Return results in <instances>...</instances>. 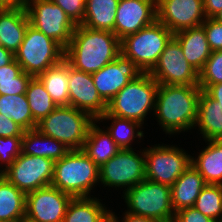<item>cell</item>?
Listing matches in <instances>:
<instances>
[{
    "label": "cell",
    "instance_id": "41",
    "mask_svg": "<svg viewBox=\"0 0 222 222\" xmlns=\"http://www.w3.org/2000/svg\"><path fill=\"white\" fill-rule=\"evenodd\" d=\"M112 210L113 209H111L110 222H158L153 218L134 215L126 211L123 212L122 217H117L116 213Z\"/></svg>",
    "mask_w": 222,
    "mask_h": 222
},
{
    "label": "cell",
    "instance_id": "10",
    "mask_svg": "<svg viewBox=\"0 0 222 222\" xmlns=\"http://www.w3.org/2000/svg\"><path fill=\"white\" fill-rule=\"evenodd\" d=\"M134 149H120L99 168V184L104 189L111 187L124 193L145 179V148L137 153Z\"/></svg>",
    "mask_w": 222,
    "mask_h": 222
},
{
    "label": "cell",
    "instance_id": "38",
    "mask_svg": "<svg viewBox=\"0 0 222 222\" xmlns=\"http://www.w3.org/2000/svg\"><path fill=\"white\" fill-rule=\"evenodd\" d=\"M201 25L204 27L211 51L222 50V23L215 18H206Z\"/></svg>",
    "mask_w": 222,
    "mask_h": 222
},
{
    "label": "cell",
    "instance_id": "14",
    "mask_svg": "<svg viewBox=\"0 0 222 222\" xmlns=\"http://www.w3.org/2000/svg\"><path fill=\"white\" fill-rule=\"evenodd\" d=\"M72 199L52 185L26 194L25 220L29 222H63L67 206Z\"/></svg>",
    "mask_w": 222,
    "mask_h": 222
},
{
    "label": "cell",
    "instance_id": "34",
    "mask_svg": "<svg viewBox=\"0 0 222 222\" xmlns=\"http://www.w3.org/2000/svg\"><path fill=\"white\" fill-rule=\"evenodd\" d=\"M193 207L218 222L222 217V185L206 184Z\"/></svg>",
    "mask_w": 222,
    "mask_h": 222
},
{
    "label": "cell",
    "instance_id": "36",
    "mask_svg": "<svg viewBox=\"0 0 222 222\" xmlns=\"http://www.w3.org/2000/svg\"><path fill=\"white\" fill-rule=\"evenodd\" d=\"M23 136L0 137V172L5 171L20 155ZM4 166V167H3Z\"/></svg>",
    "mask_w": 222,
    "mask_h": 222
},
{
    "label": "cell",
    "instance_id": "29",
    "mask_svg": "<svg viewBox=\"0 0 222 222\" xmlns=\"http://www.w3.org/2000/svg\"><path fill=\"white\" fill-rule=\"evenodd\" d=\"M26 194L0 176V220L22 222L25 219Z\"/></svg>",
    "mask_w": 222,
    "mask_h": 222
},
{
    "label": "cell",
    "instance_id": "45",
    "mask_svg": "<svg viewBox=\"0 0 222 222\" xmlns=\"http://www.w3.org/2000/svg\"><path fill=\"white\" fill-rule=\"evenodd\" d=\"M15 59V55L10 50L3 48L0 45V68L10 64Z\"/></svg>",
    "mask_w": 222,
    "mask_h": 222
},
{
    "label": "cell",
    "instance_id": "37",
    "mask_svg": "<svg viewBox=\"0 0 222 222\" xmlns=\"http://www.w3.org/2000/svg\"><path fill=\"white\" fill-rule=\"evenodd\" d=\"M60 6L64 12L76 24L80 25L84 20L86 0H51Z\"/></svg>",
    "mask_w": 222,
    "mask_h": 222
},
{
    "label": "cell",
    "instance_id": "30",
    "mask_svg": "<svg viewBox=\"0 0 222 222\" xmlns=\"http://www.w3.org/2000/svg\"><path fill=\"white\" fill-rule=\"evenodd\" d=\"M38 78L57 106L69 105L68 62L65 59L45 70Z\"/></svg>",
    "mask_w": 222,
    "mask_h": 222
},
{
    "label": "cell",
    "instance_id": "44",
    "mask_svg": "<svg viewBox=\"0 0 222 222\" xmlns=\"http://www.w3.org/2000/svg\"><path fill=\"white\" fill-rule=\"evenodd\" d=\"M28 0H0V9H25Z\"/></svg>",
    "mask_w": 222,
    "mask_h": 222
},
{
    "label": "cell",
    "instance_id": "25",
    "mask_svg": "<svg viewBox=\"0 0 222 222\" xmlns=\"http://www.w3.org/2000/svg\"><path fill=\"white\" fill-rule=\"evenodd\" d=\"M95 120L87 134L82 150L100 168L117 154L120 148L111 138L110 133L99 126Z\"/></svg>",
    "mask_w": 222,
    "mask_h": 222
},
{
    "label": "cell",
    "instance_id": "17",
    "mask_svg": "<svg viewBox=\"0 0 222 222\" xmlns=\"http://www.w3.org/2000/svg\"><path fill=\"white\" fill-rule=\"evenodd\" d=\"M141 73L130 59L120 54L113 62L91 75L98 94L108 104L120 90Z\"/></svg>",
    "mask_w": 222,
    "mask_h": 222
},
{
    "label": "cell",
    "instance_id": "26",
    "mask_svg": "<svg viewBox=\"0 0 222 222\" xmlns=\"http://www.w3.org/2000/svg\"><path fill=\"white\" fill-rule=\"evenodd\" d=\"M70 149L62 142L40 133L37 129L24 131L21 153L52 159L54 162L64 157Z\"/></svg>",
    "mask_w": 222,
    "mask_h": 222
},
{
    "label": "cell",
    "instance_id": "24",
    "mask_svg": "<svg viewBox=\"0 0 222 222\" xmlns=\"http://www.w3.org/2000/svg\"><path fill=\"white\" fill-rule=\"evenodd\" d=\"M106 206L95 196L72 197L63 222H110L111 210Z\"/></svg>",
    "mask_w": 222,
    "mask_h": 222
},
{
    "label": "cell",
    "instance_id": "18",
    "mask_svg": "<svg viewBox=\"0 0 222 222\" xmlns=\"http://www.w3.org/2000/svg\"><path fill=\"white\" fill-rule=\"evenodd\" d=\"M157 20L156 0H119L114 33L121 40Z\"/></svg>",
    "mask_w": 222,
    "mask_h": 222
},
{
    "label": "cell",
    "instance_id": "6",
    "mask_svg": "<svg viewBox=\"0 0 222 222\" xmlns=\"http://www.w3.org/2000/svg\"><path fill=\"white\" fill-rule=\"evenodd\" d=\"M122 197L126 205V212L150 217L158 222H173L175 212L172 206L171 186L144 179L129 190Z\"/></svg>",
    "mask_w": 222,
    "mask_h": 222
},
{
    "label": "cell",
    "instance_id": "43",
    "mask_svg": "<svg viewBox=\"0 0 222 222\" xmlns=\"http://www.w3.org/2000/svg\"><path fill=\"white\" fill-rule=\"evenodd\" d=\"M203 3L207 18H213L222 10V0H203Z\"/></svg>",
    "mask_w": 222,
    "mask_h": 222
},
{
    "label": "cell",
    "instance_id": "40",
    "mask_svg": "<svg viewBox=\"0 0 222 222\" xmlns=\"http://www.w3.org/2000/svg\"><path fill=\"white\" fill-rule=\"evenodd\" d=\"M24 129L12 119L0 114V137L23 136Z\"/></svg>",
    "mask_w": 222,
    "mask_h": 222
},
{
    "label": "cell",
    "instance_id": "11",
    "mask_svg": "<svg viewBox=\"0 0 222 222\" xmlns=\"http://www.w3.org/2000/svg\"><path fill=\"white\" fill-rule=\"evenodd\" d=\"M25 9L29 24L65 50L77 25L64 10L51 0H28Z\"/></svg>",
    "mask_w": 222,
    "mask_h": 222
},
{
    "label": "cell",
    "instance_id": "21",
    "mask_svg": "<svg viewBox=\"0 0 222 222\" xmlns=\"http://www.w3.org/2000/svg\"><path fill=\"white\" fill-rule=\"evenodd\" d=\"M29 25L26 9H0V45L15 54Z\"/></svg>",
    "mask_w": 222,
    "mask_h": 222
},
{
    "label": "cell",
    "instance_id": "16",
    "mask_svg": "<svg viewBox=\"0 0 222 222\" xmlns=\"http://www.w3.org/2000/svg\"><path fill=\"white\" fill-rule=\"evenodd\" d=\"M69 105L89 113L95 120L107 112V103L98 94L91 74L68 63Z\"/></svg>",
    "mask_w": 222,
    "mask_h": 222
},
{
    "label": "cell",
    "instance_id": "23",
    "mask_svg": "<svg viewBox=\"0 0 222 222\" xmlns=\"http://www.w3.org/2000/svg\"><path fill=\"white\" fill-rule=\"evenodd\" d=\"M202 150L191 157V164L203 176L206 184L222 185V142L204 141ZM207 143V144H206Z\"/></svg>",
    "mask_w": 222,
    "mask_h": 222
},
{
    "label": "cell",
    "instance_id": "20",
    "mask_svg": "<svg viewBox=\"0 0 222 222\" xmlns=\"http://www.w3.org/2000/svg\"><path fill=\"white\" fill-rule=\"evenodd\" d=\"M206 186L203 176L191 164L171 186L174 212L193 207L201 190Z\"/></svg>",
    "mask_w": 222,
    "mask_h": 222
},
{
    "label": "cell",
    "instance_id": "32",
    "mask_svg": "<svg viewBox=\"0 0 222 222\" xmlns=\"http://www.w3.org/2000/svg\"><path fill=\"white\" fill-rule=\"evenodd\" d=\"M25 94L36 123L46 118L57 107L38 77L31 78Z\"/></svg>",
    "mask_w": 222,
    "mask_h": 222
},
{
    "label": "cell",
    "instance_id": "39",
    "mask_svg": "<svg viewBox=\"0 0 222 222\" xmlns=\"http://www.w3.org/2000/svg\"><path fill=\"white\" fill-rule=\"evenodd\" d=\"M173 222H216L194 207L184 208L175 213Z\"/></svg>",
    "mask_w": 222,
    "mask_h": 222
},
{
    "label": "cell",
    "instance_id": "15",
    "mask_svg": "<svg viewBox=\"0 0 222 222\" xmlns=\"http://www.w3.org/2000/svg\"><path fill=\"white\" fill-rule=\"evenodd\" d=\"M157 20L173 34L201 25L206 17L203 0H156Z\"/></svg>",
    "mask_w": 222,
    "mask_h": 222
},
{
    "label": "cell",
    "instance_id": "7",
    "mask_svg": "<svg viewBox=\"0 0 222 222\" xmlns=\"http://www.w3.org/2000/svg\"><path fill=\"white\" fill-rule=\"evenodd\" d=\"M173 35L165 25L155 20L138 32L121 39V54L130 59L141 72H149Z\"/></svg>",
    "mask_w": 222,
    "mask_h": 222
},
{
    "label": "cell",
    "instance_id": "2",
    "mask_svg": "<svg viewBox=\"0 0 222 222\" xmlns=\"http://www.w3.org/2000/svg\"><path fill=\"white\" fill-rule=\"evenodd\" d=\"M201 92L199 86L159 84L153 117L166 137L194 130Z\"/></svg>",
    "mask_w": 222,
    "mask_h": 222
},
{
    "label": "cell",
    "instance_id": "13",
    "mask_svg": "<svg viewBox=\"0 0 222 222\" xmlns=\"http://www.w3.org/2000/svg\"><path fill=\"white\" fill-rule=\"evenodd\" d=\"M148 73L159 84L199 86V72L185 59L183 50L174 37Z\"/></svg>",
    "mask_w": 222,
    "mask_h": 222
},
{
    "label": "cell",
    "instance_id": "42",
    "mask_svg": "<svg viewBox=\"0 0 222 222\" xmlns=\"http://www.w3.org/2000/svg\"><path fill=\"white\" fill-rule=\"evenodd\" d=\"M211 99L219 103L222 108V83L211 86H199Z\"/></svg>",
    "mask_w": 222,
    "mask_h": 222
},
{
    "label": "cell",
    "instance_id": "27",
    "mask_svg": "<svg viewBox=\"0 0 222 222\" xmlns=\"http://www.w3.org/2000/svg\"><path fill=\"white\" fill-rule=\"evenodd\" d=\"M111 121L109 126L106 127V125H103V128H106V130L110 133L111 138L116 142L117 146L120 149H132L133 148V142L137 138L136 142L139 144L142 142L141 140H144L143 137H145V133L143 128V125L140 124L137 121L130 120V119H124L119 118L113 115H110L108 112L101 115L97 121L100 125V122L105 121ZM143 138V139H142ZM132 143V144H131Z\"/></svg>",
    "mask_w": 222,
    "mask_h": 222
},
{
    "label": "cell",
    "instance_id": "19",
    "mask_svg": "<svg viewBox=\"0 0 222 222\" xmlns=\"http://www.w3.org/2000/svg\"><path fill=\"white\" fill-rule=\"evenodd\" d=\"M173 37L179 42L188 63L200 72L212 52L204 27H192L175 33Z\"/></svg>",
    "mask_w": 222,
    "mask_h": 222
},
{
    "label": "cell",
    "instance_id": "28",
    "mask_svg": "<svg viewBox=\"0 0 222 222\" xmlns=\"http://www.w3.org/2000/svg\"><path fill=\"white\" fill-rule=\"evenodd\" d=\"M119 0H86L84 20L80 25L114 33Z\"/></svg>",
    "mask_w": 222,
    "mask_h": 222
},
{
    "label": "cell",
    "instance_id": "1",
    "mask_svg": "<svg viewBox=\"0 0 222 222\" xmlns=\"http://www.w3.org/2000/svg\"><path fill=\"white\" fill-rule=\"evenodd\" d=\"M121 54L120 39L115 33L77 25L64 59L76 70L93 74Z\"/></svg>",
    "mask_w": 222,
    "mask_h": 222
},
{
    "label": "cell",
    "instance_id": "46",
    "mask_svg": "<svg viewBox=\"0 0 222 222\" xmlns=\"http://www.w3.org/2000/svg\"><path fill=\"white\" fill-rule=\"evenodd\" d=\"M213 18L222 23V10L219 11Z\"/></svg>",
    "mask_w": 222,
    "mask_h": 222
},
{
    "label": "cell",
    "instance_id": "9",
    "mask_svg": "<svg viewBox=\"0 0 222 222\" xmlns=\"http://www.w3.org/2000/svg\"><path fill=\"white\" fill-rule=\"evenodd\" d=\"M191 157L175 143L145 147V179L172 186L191 165Z\"/></svg>",
    "mask_w": 222,
    "mask_h": 222
},
{
    "label": "cell",
    "instance_id": "35",
    "mask_svg": "<svg viewBox=\"0 0 222 222\" xmlns=\"http://www.w3.org/2000/svg\"><path fill=\"white\" fill-rule=\"evenodd\" d=\"M222 83V50L212 51L199 72V86Z\"/></svg>",
    "mask_w": 222,
    "mask_h": 222
},
{
    "label": "cell",
    "instance_id": "4",
    "mask_svg": "<svg viewBox=\"0 0 222 222\" xmlns=\"http://www.w3.org/2000/svg\"><path fill=\"white\" fill-rule=\"evenodd\" d=\"M158 87L159 83L148 72H142L112 98L107 112L146 126L144 123L149 119L146 116L154 115Z\"/></svg>",
    "mask_w": 222,
    "mask_h": 222
},
{
    "label": "cell",
    "instance_id": "8",
    "mask_svg": "<svg viewBox=\"0 0 222 222\" xmlns=\"http://www.w3.org/2000/svg\"><path fill=\"white\" fill-rule=\"evenodd\" d=\"M64 53L65 50L56 41L29 25L14 55L22 71L38 77L48 68L59 64L64 59Z\"/></svg>",
    "mask_w": 222,
    "mask_h": 222
},
{
    "label": "cell",
    "instance_id": "22",
    "mask_svg": "<svg viewBox=\"0 0 222 222\" xmlns=\"http://www.w3.org/2000/svg\"><path fill=\"white\" fill-rule=\"evenodd\" d=\"M196 127V128H195ZM194 129L201 134L203 141L222 138V108L203 90L198 101L197 119Z\"/></svg>",
    "mask_w": 222,
    "mask_h": 222
},
{
    "label": "cell",
    "instance_id": "31",
    "mask_svg": "<svg viewBox=\"0 0 222 222\" xmlns=\"http://www.w3.org/2000/svg\"><path fill=\"white\" fill-rule=\"evenodd\" d=\"M0 114L12 119L25 131L36 129L26 94L0 95Z\"/></svg>",
    "mask_w": 222,
    "mask_h": 222
},
{
    "label": "cell",
    "instance_id": "12",
    "mask_svg": "<svg viewBox=\"0 0 222 222\" xmlns=\"http://www.w3.org/2000/svg\"><path fill=\"white\" fill-rule=\"evenodd\" d=\"M1 175L27 194L51 185L54 176V161L46 157L20 153Z\"/></svg>",
    "mask_w": 222,
    "mask_h": 222
},
{
    "label": "cell",
    "instance_id": "5",
    "mask_svg": "<svg viewBox=\"0 0 222 222\" xmlns=\"http://www.w3.org/2000/svg\"><path fill=\"white\" fill-rule=\"evenodd\" d=\"M95 119L87 112L70 105L57 106L36 129L45 136L62 142L70 150H81L88 130Z\"/></svg>",
    "mask_w": 222,
    "mask_h": 222
},
{
    "label": "cell",
    "instance_id": "3",
    "mask_svg": "<svg viewBox=\"0 0 222 222\" xmlns=\"http://www.w3.org/2000/svg\"><path fill=\"white\" fill-rule=\"evenodd\" d=\"M99 184V167L81 150H70L54 162L51 185L72 197H91Z\"/></svg>",
    "mask_w": 222,
    "mask_h": 222
},
{
    "label": "cell",
    "instance_id": "33",
    "mask_svg": "<svg viewBox=\"0 0 222 222\" xmlns=\"http://www.w3.org/2000/svg\"><path fill=\"white\" fill-rule=\"evenodd\" d=\"M31 78L14 59L0 68V95L25 94Z\"/></svg>",
    "mask_w": 222,
    "mask_h": 222
}]
</instances>
